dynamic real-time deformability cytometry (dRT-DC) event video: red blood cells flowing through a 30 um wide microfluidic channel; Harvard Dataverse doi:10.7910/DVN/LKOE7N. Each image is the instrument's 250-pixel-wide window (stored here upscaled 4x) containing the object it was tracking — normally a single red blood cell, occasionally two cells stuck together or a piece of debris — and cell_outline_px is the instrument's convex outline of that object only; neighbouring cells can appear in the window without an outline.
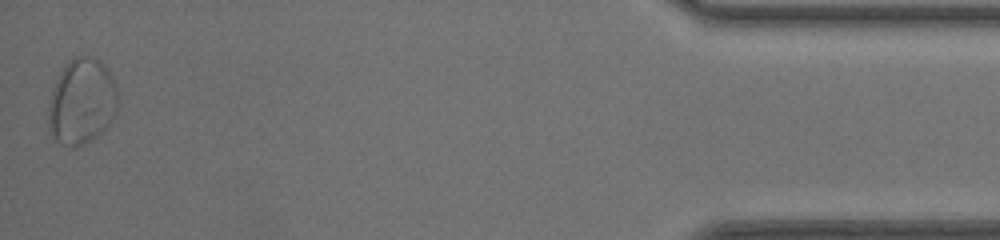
{"species": "common noctule bat (a hibernating species)", "species_latin": "Nyctalus noctula", "temperature_condition": "room temperature", "stored_images_in_passage": 52, "segment_of_instrument_passage": [2, 2], "camera_frame_rate_fps": 3000, "um_per_image_px": 0.085, "animal": {"sex": "female", "body_mass_g": 20.0, "forearm_length_mm": 54.0}, "frame": {"image": 1, "passage_image": 52, "time_ms": 17.0, "image_size_px": [1000, 240], "cell_outline_px": [[120, 104], [108, 124], [100, 132], [84, 144], [76, 148], [60, 144], [52, 136], [48, 128], [48, 104], [52, 88], [64, 64], [72, 56], [96, 56], [104, 64], [112, 76], [116, 84], [120, 96]], "centroid_in_image_um": [6.95, 8.6], "position_along_channel_um": 428.2, "area_um2": 35.49}}